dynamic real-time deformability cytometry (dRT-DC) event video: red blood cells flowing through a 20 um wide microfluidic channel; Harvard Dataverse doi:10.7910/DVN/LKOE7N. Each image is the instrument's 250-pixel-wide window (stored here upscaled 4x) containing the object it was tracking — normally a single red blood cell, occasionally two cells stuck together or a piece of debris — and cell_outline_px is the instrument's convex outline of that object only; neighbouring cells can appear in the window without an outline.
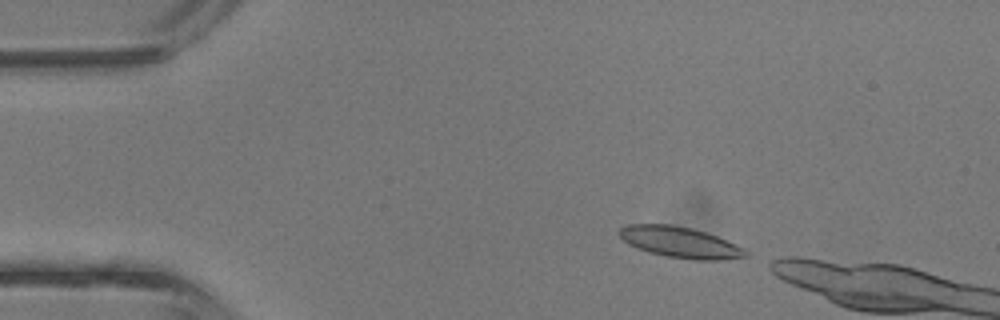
{"species": "common noctule bat (a hibernating species)", "species_latin": "Nyctalus noctula", "temperature_condition": "room temperature", "stored_images_in_passage": 8, "camera_frame_rate_fps": 3000, "um_per_image_px": 0.085, "animal": {"sex": "male", "body_mass_g": 13.3}, "frame": {"image": 1, "passage_image": 2, "time_ms": 0.333, "image_size_px": [1000, 320], "cell_outline_px": [[748, 256], [724, 260], [692, 260], [664, 256], [648, 252], [628, 244], [616, 232], [620, 228], [628, 224], [672, 224], [692, 228], [716, 236], [744, 248], [748, 252]], "centroid_in_image_um": [57.79, 20.6], "position_along_channel_um": 27.2, "area_um2": 22.89}}